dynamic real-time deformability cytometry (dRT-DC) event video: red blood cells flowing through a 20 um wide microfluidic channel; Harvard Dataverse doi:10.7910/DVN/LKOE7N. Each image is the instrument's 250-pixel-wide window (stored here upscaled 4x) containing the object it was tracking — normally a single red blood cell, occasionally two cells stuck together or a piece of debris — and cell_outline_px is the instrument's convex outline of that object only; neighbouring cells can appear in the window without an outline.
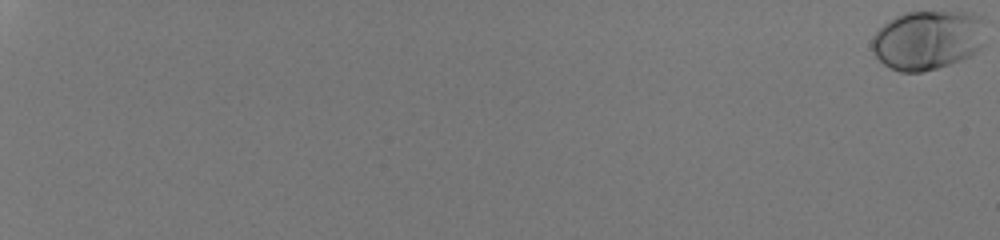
{"species": "human", "species_latin": "Homo sapiens", "temperature_condition": "room temperature", "stored_images_in_passage": 57, "camera_frame_rate_fps": 3000, "um_per_image_px": 0.085, "donor": {"sex": "male"}, "frame": {"image": 1, "passage_image": 1, "time_ms": 0.0, "image_size_px": [1000, 240], "cell_outline_px": [[984, 44], [968, 56], [960, 60], [936, 68], [920, 72], [900, 72], [884, 64], [876, 56], [872, 48], [872, 40], [876, 32], [884, 24], [896, 16], [908, 12], [968, 12], [980, 16]], "centroid_in_image_um": [78.83, 3.4], "position_along_channel_um": 6.2, "area_um2": 38.67}}
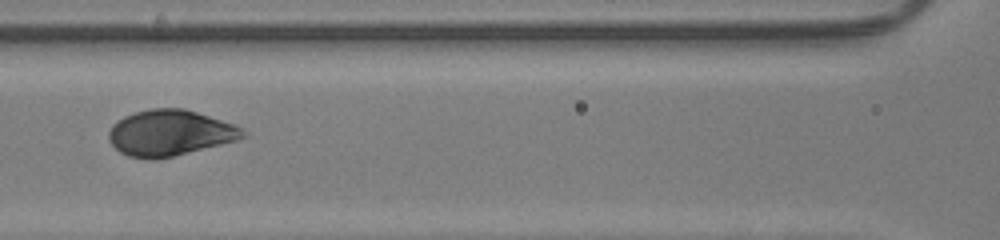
{"frame": {"image": 2, "passage_image": 33, "time_ms": 10.667, "image_size_px": [1000, 240], "cell_outline_px": [[248, 136], [236, 140], [172, 156], [128, 156], [120, 152], [108, 140], [108, 132], [112, 124], [116, 120], [124, 116], [136, 112], [152, 108], [184, 108], [236, 124], [244, 128], [248, 132]], "centroid_in_image_um": [14.48, 11.25], "position_along_channel_um": 152.1, "area_um2": 35.32}}
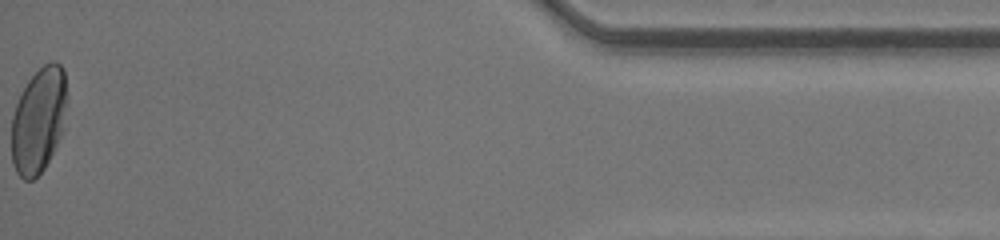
{"frame": {"image": 3, "passage_image": 57, "time_ms": 18.667, "image_size_px": [1000, 240], "cell_outline_px": [[64, 132], [44, 168], [32, 180], [24, 180], [16, 172], [12, 164], [12, 116], [16, 104], [28, 80], [44, 64], [52, 60], [56, 60], [64, 68]], "centroid_in_image_um": [3.27, 10.24], "position_along_channel_um": 431.9, "area_um2": 33.7}, "authors_computed_cell_mechanics": {"area_um2": 35.4314, "velocity_mm_per_s": 4.2531, "shape_relaxation_time_tau1_ms": 2.6702, "shape_relaxation_time_tau2_ms": null, "deformation_change_tau1": 0.158, "deformation_change_tau2": null}}